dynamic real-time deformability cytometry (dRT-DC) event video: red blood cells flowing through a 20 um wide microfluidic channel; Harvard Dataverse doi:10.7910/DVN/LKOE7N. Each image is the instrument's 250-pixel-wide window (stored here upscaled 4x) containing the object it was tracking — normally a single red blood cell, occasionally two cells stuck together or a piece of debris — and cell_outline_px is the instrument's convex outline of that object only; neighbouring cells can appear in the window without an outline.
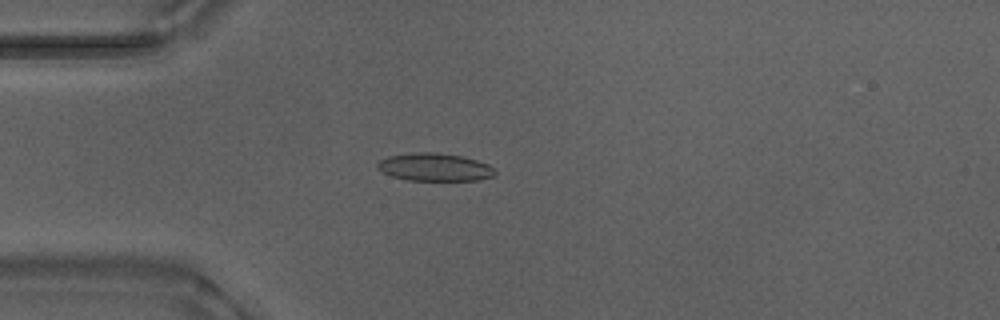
{"species": "Egyptian fruit bat (a non-hibernating species)", "species_latin": "Rousettus aegyptiacus", "temperature_condition": "warm", "stored_images_in_passage": 54, "camera_frame_rate_fps": 3000, "um_per_image_px": 0.085, "animal": {"sex": "male"}, "frame": {"image": 1, "passage_image": 15, "time_ms": 4.667, "image_size_px": [1000, 320], "cell_outline_px": [[496, 176], [480, 180], [408, 180], [392, 176], [384, 172], [376, 164], [380, 160], [388, 156], [416, 152], [436, 152], [460, 156], [476, 160], [488, 164], [496, 172]], "centroid_in_image_um": [36.98, 14.21], "position_along_channel_um": 48.0, "area_um2": 18.9}}
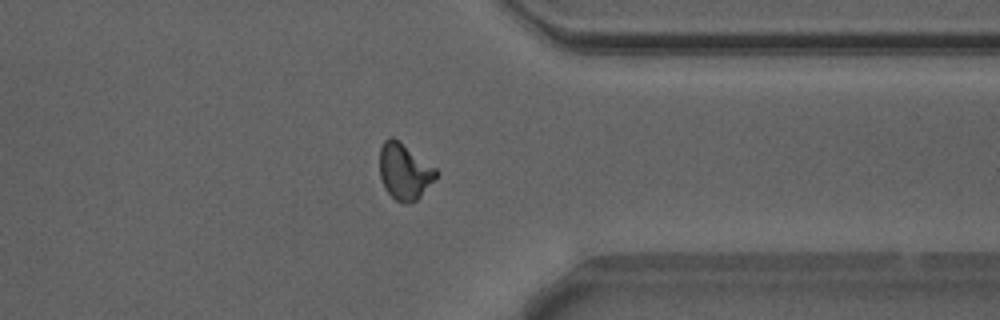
{"frame": {"image": 2, "passage_image": 42, "time_ms": 13.667, "image_size_px": [1000, 320], "cell_outline_px": [[440, 172], [420, 196], [416, 200], [408, 204], [404, 204], [396, 200], [384, 188], [380, 176], [380, 148], [384, 140], [388, 136], [392, 136], [436, 168]], "centroid_in_image_um": [34.36, 14.57], "position_along_channel_um": 377.0, "area_um2": 18.32}}
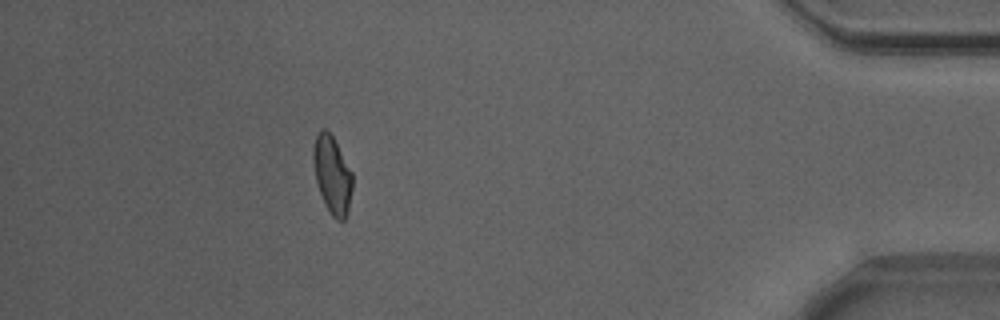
{"frame": {"image": 3, "passage_image": 48, "time_ms": 15.667, "image_size_px": [1000, 320], "cell_outline_px": [[352, 188], [348, 208], [344, 220], [336, 220], [332, 216], [324, 204], [316, 180], [312, 160], [312, 152], [316, 136], [320, 128], [324, 128], [332, 136], [352, 172]], "centroid_in_image_um": [28.22, 14.85], "position_along_channel_um": 407.0, "area_um2": 17.51}, "authors_computed_cell_mechanics": {"area_um2": 18.2359, "velocity_mm_per_s": 3.8795, "shape_relaxation_time_tau1_ms": 4.5058, "shape_relaxation_time_tau2_ms": 1.2679, "deformation_change_tau1": 0.1575, "deformation_change_tau2": 0.0772}}